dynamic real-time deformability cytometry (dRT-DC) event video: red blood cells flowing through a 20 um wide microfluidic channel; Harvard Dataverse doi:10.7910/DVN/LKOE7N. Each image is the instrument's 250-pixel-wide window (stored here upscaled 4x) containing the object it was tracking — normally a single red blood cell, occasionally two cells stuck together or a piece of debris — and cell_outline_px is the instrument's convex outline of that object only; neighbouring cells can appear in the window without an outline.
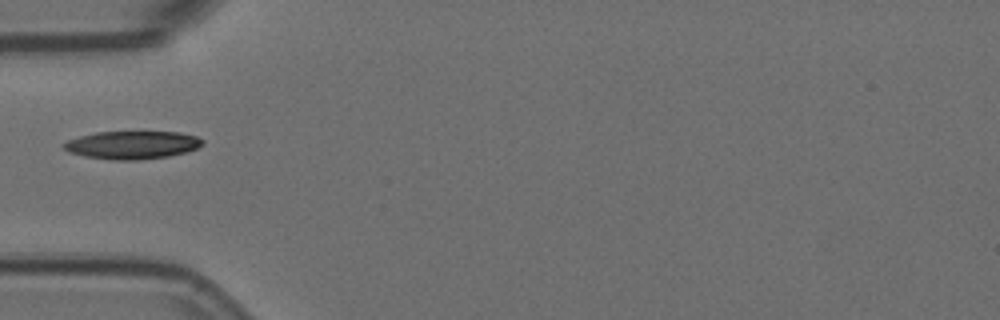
{"species": "Egyptian fruit bat (a non-hibernating species)", "species_latin": "Rousettus aegyptiacus", "temperature_condition": "room temperature", "stored_images_in_passage": 1, "camera_frame_rate_fps": 3000, "um_per_image_px": 0.085, "animal": {"sex": "female"}, "frame": {"image": 1, "passage_image": 1, "time_ms": 0.0, "image_size_px": [1000, 320], "cell_outline_px": [[204, 144], [196, 148], [184, 152], [168, 156], [136, 160], [116, 160], [88, 156], [68, 152], [64, 148], [64, 144], [68, 140], [80, 136], [96, 132], [180, 132], [196, 136], [204, 140]], "centroid_in_image_um": [11.27, 12.31], "position_along_channel_um": 73.7, "area_um2": 22.31}}